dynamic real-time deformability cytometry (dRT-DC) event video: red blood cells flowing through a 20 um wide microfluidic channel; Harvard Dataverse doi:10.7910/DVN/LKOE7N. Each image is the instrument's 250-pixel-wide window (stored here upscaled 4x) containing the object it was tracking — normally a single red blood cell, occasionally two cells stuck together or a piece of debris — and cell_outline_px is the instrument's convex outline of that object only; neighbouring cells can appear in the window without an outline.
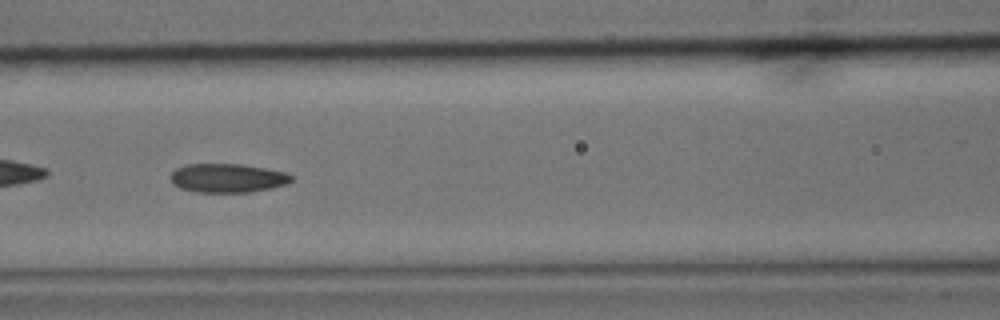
{"species": "common noctule bat (a hibernating species)", "species_latin": "Nyctalus noctula", "temperature_condition": "cold", "stored_images_in_passage": 56, "camera_frame_rate_fps": 3000, "um_per_image_px": 0.085, "animal": {"sex": "male", "body_mass_g": 15.6}, "frame": {"image": 1, "passage_image": 25, "time_ms": 8.0, "image_size_px": [1000, 320], "cell_outline_px": [[296, 176], [288, 184], [248, 192], [196, 192], [180, 188], [172, 184], [168, 176], [176, 168], [188, 164], [244, 164], [284, 172]], "centroid_in_image_um": [19.31, 15.13], "position_along_channel_um": 147.3, "area_um2": 20.46}, "authors_computed_cell_mechanics": {"area_um2": 20.7791, "velocity_mm_per_s": 3.5864, "shape_relaxation_time_tau1_ms": 7.084, "shape_relaxation_time_tau2_ms": 2.4893, "deformation_change_tau1": 0.1547, "deformation_change_tau2": 0.0696}}